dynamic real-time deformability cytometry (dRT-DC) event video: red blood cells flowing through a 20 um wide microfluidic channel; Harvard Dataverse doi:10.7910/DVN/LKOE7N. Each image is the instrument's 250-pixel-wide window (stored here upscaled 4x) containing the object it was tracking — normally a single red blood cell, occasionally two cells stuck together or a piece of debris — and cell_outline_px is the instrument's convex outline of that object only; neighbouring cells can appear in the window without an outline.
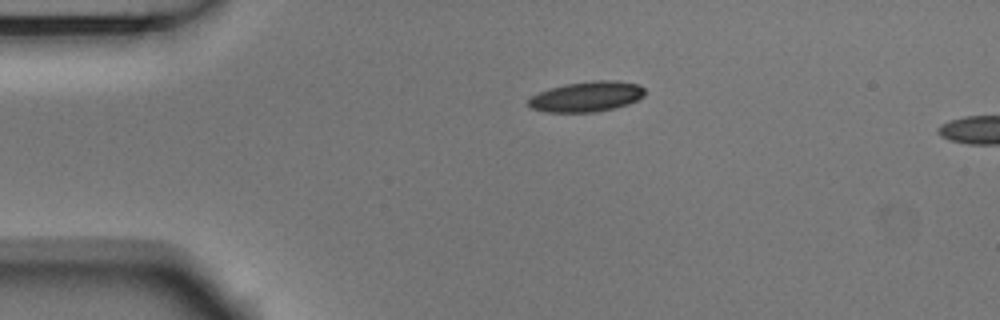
{"species": "Egyptian fruit bat (a non-hibernating species)", "species_latin": "Rousettus aegyptiacus", "temperature_condition": "room temperature", "stored_images_in_passage": 2, "camera_frame_rate_fps": 3000, "um_per_image_px": 0.085, "animal": {"sex": "male"}, "frame": {"image": 1, "passage_image": 1, "time_ms": 0.0, "image_size_px": [1000, 320], "cell_outline_px": [[644, 96], [628, 104], [596, 112], [548, 112], [532, 108], [528, 104], [528, 100], [532, 96], [540, 92], [564, 84], [592, 80], [612, 80], [640, 84], [644, 88]], "centroid_in_image_um": [49.89, 8.2], "position_along_channel_um": 35.1, "area_um2": 20.4}}